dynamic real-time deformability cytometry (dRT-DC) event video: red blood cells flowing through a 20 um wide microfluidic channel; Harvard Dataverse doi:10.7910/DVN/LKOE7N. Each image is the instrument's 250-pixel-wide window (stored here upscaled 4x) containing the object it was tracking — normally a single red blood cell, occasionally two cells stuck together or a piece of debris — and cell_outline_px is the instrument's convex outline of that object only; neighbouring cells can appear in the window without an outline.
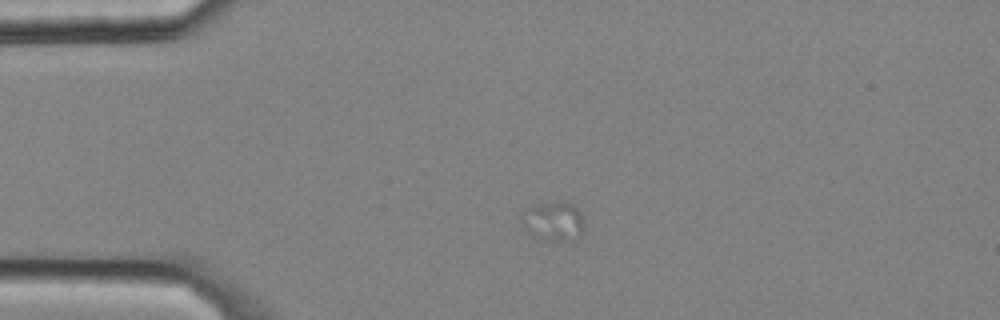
{"species": "common noctule bat (a hibernating species)", "species_latin": "Nyctalus noctula", "temperature_condition": "cold", "stored_images_in_passage": 3, "camera_frame_rate_fps": 3000, "um_per_image_px": 0.085, "animal": {"sex": "male", "body_mass_g": 20.4}, "frame": {"image": 1, "passage_image": 2, "time_ms": 0.333, "image_size_px": [1000, 320], "cell_outline_px": [[584, 228], [580, 236], [560, 240], [548, 240], [532, 236], [520, 220], [520, 216], [528, 208], [536, 204], [572, 204], [580, 212], [584, 224]], "centroid_in_image_um": [47.02, 18.82], "position_along_channel_um": 38.0, "area_um2": 13.64}}